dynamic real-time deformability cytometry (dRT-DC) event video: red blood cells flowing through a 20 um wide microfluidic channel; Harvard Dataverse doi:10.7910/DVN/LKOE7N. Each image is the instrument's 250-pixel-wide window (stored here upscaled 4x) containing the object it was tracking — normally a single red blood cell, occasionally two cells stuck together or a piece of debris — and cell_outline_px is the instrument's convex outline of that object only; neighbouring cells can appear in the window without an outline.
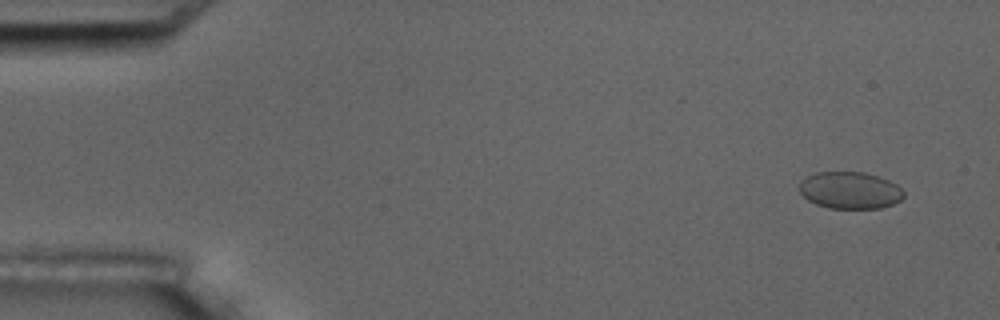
{"species": "common noctule bat (a hibernating species)", "species_latin": "Nyctalus noctula", "temperature_condition": "room temperature", "stored_images_in_passage": 4, "camera_frame_rate_fps": 3000, "um_per_image_px": 0.085, "animal": {"sex": "male", "body_mass_g": 17.5, "forearm_length_mm": 52.3}, "frame": {"image": 1, "passage_image": 1, "time_ms": 0.0, "image_size_px": [1000, 320], "cell_outline_px": [[904, 196], [900, 200], [892, 204], [880, 208], [828, 208], [816, 204], [808, 200], [800, 192], [800, 180], [816, 172], [864, 172], [888, 180], [896, 184], [904, 192]], "centroid_in_image_um": [72.23, 16.17], "position_along_channel_um": 12.8, "area_um2": 22.37}}
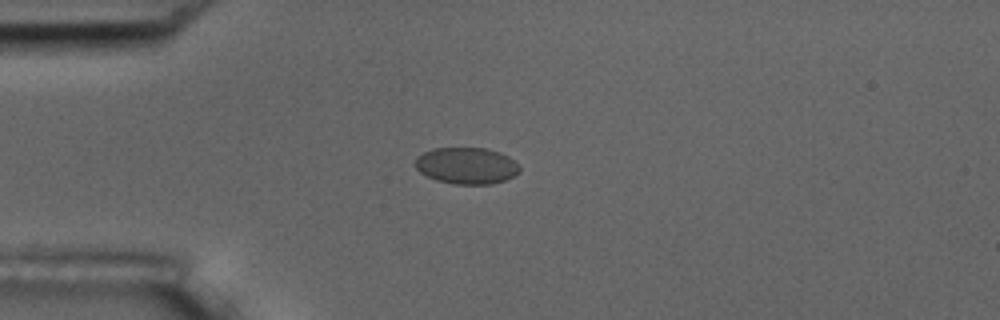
{"frame": {"image": 2, "passage_image": 4, "time_ms": 3.667, "image_size_px": [1000, 320], "cell_outline_px": [[520, 172], [504, 180], [492, 184], [456, 184], [436, 180], [420, 172], [416, 168], [416, 156], [432, 148], [488, 148], [500, 152], [508, 156], [520, 168]], "centroid_in_image_um": [39.65, 14.07], "position_along_channel_um": 45.4, "area_um2": 22.14}}